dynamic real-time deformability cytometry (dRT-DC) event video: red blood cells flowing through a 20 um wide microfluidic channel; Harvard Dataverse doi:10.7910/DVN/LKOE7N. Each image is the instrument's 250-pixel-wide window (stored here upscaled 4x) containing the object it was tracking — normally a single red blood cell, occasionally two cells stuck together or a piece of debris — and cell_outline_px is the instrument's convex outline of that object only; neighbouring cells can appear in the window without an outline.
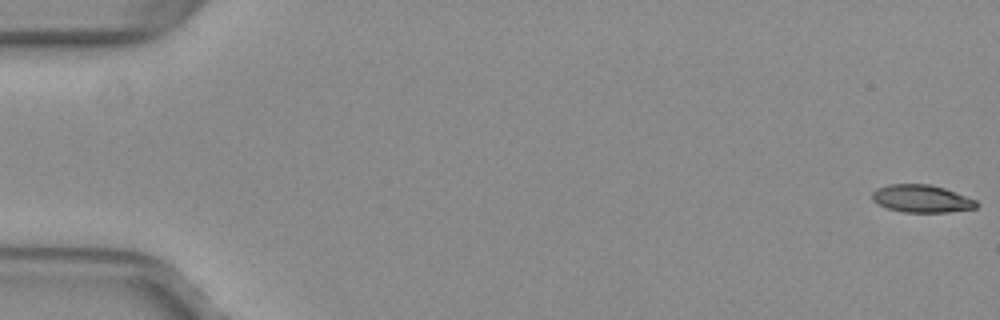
{"species": "common noctule bat (a hibernating species)", "species_latin": "Nyctalus noctula", "temperature_condition": "warm", "stored_images_in_passage": 53, "camera_frame_rate_fps": 3000, "um_per_image_px": 0.085, "animal": {"sex": "female", "body_mass_g": 29.2, "forearm_length_mm": 56.3}, "frame": {"image": 1, "passage_image": 1, "time_ms": 0.0, "image_size_px": [1000, 320], "cell_outline_px": [[980, 204], [976, 208], [948, 212], [904, 212], [888, 208], [872, 200], [872, 192], [876, 188], [888, 184], [928, 184], [944, 188], [976, 200]], "centroid_in_image_um": [78.34, 16.88], "position_along_channel_um": 6.7, "area_um2": 16.7}}
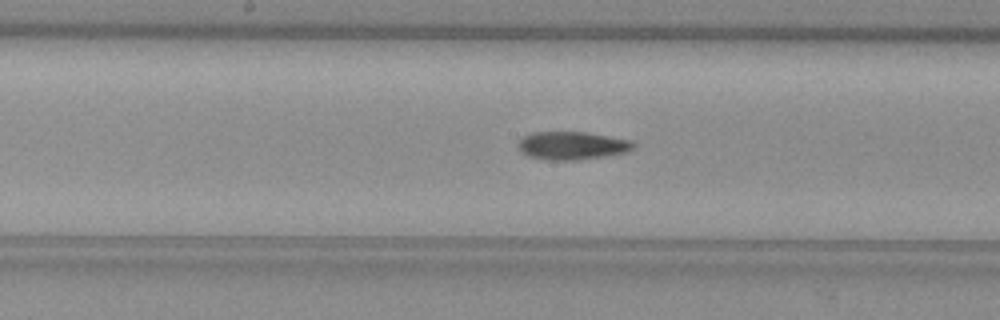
{"frame": {"image": 2, "passage_image": 28, "time_ms": 9.0, "image_size_px": [1000, 320], "cell_outline_px": [[636, 144], [628, 152], [604, 156], [576, 160], [544, 160], [528, 156], [520, 152], [516, 144], [524, 136], [532, 132], [584, 132], [632, 140]], "centroid_in_image_um": [48.59, 12.38], "position_along_channel_um": 199.6, "area_um2": 18.96}}
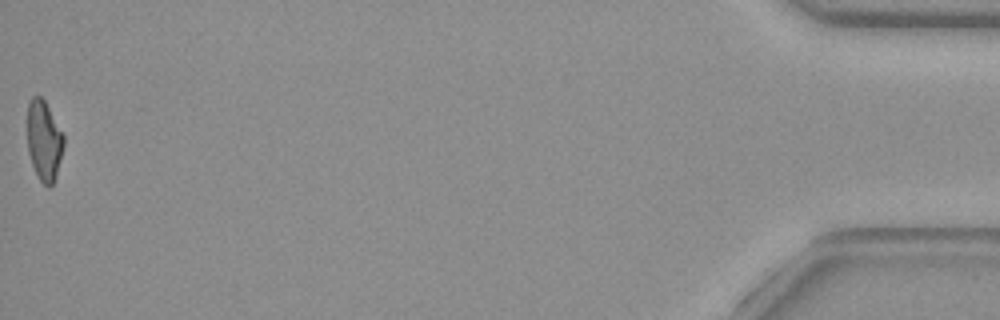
{"frame": {"image": 3, "passage_image": 53, "time_ms": 17.333, "image_size_px": [1000, 320], "cell_outline_px": [[64, 144], [56, 176], [52, 184], [48, 188], [40, 180], [32, 164], [28, 152], [28, 104], [32, 96], [40, 96], [44, 100], [64, 136]], "centroid_in_image_um": [3.74, 11.96], "position_along_channel_um": 431.5, "area_um2": 16.65}, "authors_computed_cell_mechanics": {"area_um2": 18.207, "velocity_mm_per_s": 4.0161, "shape_relaxation_time_tau1_ms": null, "shape_relaxation_time_tau2_ms": 3.9249, "deformation_change_tau1": null, "deformation_change_tau2": 0.1224}}